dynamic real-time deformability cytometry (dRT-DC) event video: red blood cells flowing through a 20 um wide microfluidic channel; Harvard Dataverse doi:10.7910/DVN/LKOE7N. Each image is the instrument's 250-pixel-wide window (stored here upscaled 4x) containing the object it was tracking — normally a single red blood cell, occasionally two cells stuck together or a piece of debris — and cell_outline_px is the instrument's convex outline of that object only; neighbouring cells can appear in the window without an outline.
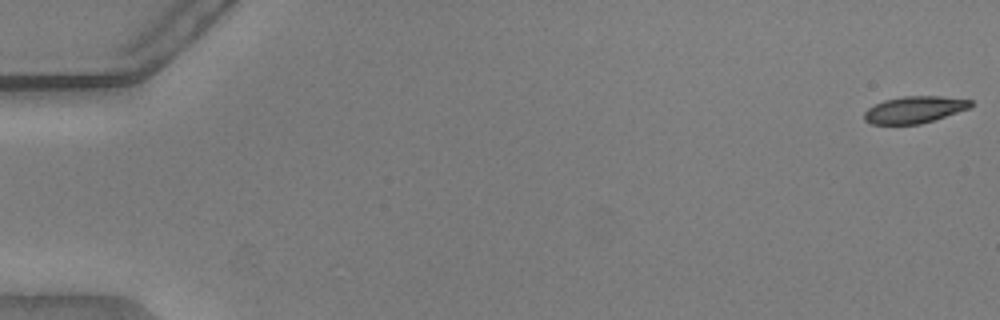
{"species": "common noctule bat (a hibernating species)", "species_latin": "Nyctalus noctula", "temperature_condition": "warm", "stored_images_in_passage": 28, "camera_frame_rate_fps": 3000, "um_per_image_px": 0.085, "animal": {"sex": "male", "body_mass_g": 20.5, "forearm_length_mm": 52.5}, "frame": {"image": 1, "passage_image": 1, "time_ms": 0.0, "image_size_px": [1000, 320], "cell_outline_px": [[972, 108], [920, 124], [872, 124], [864, 120], [864, 112], [868, 108], [884, 100], [904, 96], [940, 96], [972, 100]], "centroid_in_image_um": [77.75, 9.32], "position_along_channel_um": 7.3, "area_um2": 16.65}}
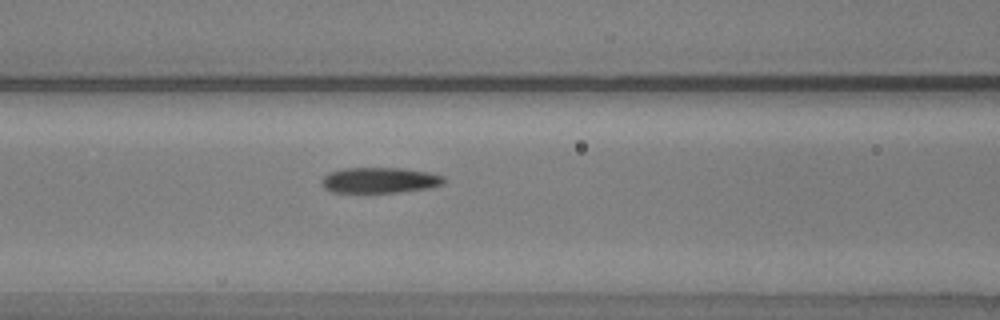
{"frame": {"image": 2, "passage_image": 24, "time_ms": 7.667, "image_size_px": [1000, 320], "cell_outline_px": [[444, 184], [428, 188], [400, 192], [332, 192], [324, 188], [320, 180], [328, 172], [344, 168], [400, 168], [428, 172], [444, 176]], "centroid_in_image_um": [32.25, 15.31], "position_along_channel_um": 134.3, "area_um2": 18.26}}
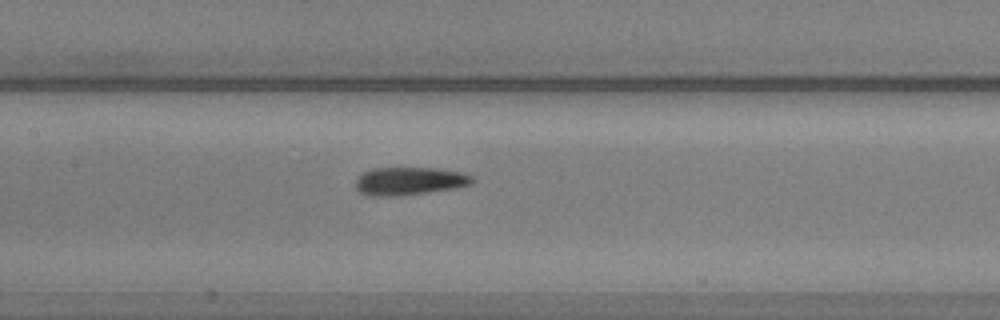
{"frame": {"image": 3, "passage_image": 27, "time_ms": 8.667, "image_size_px": [1000, 320], "cell_outline_px": [[476, 180], [472, 184], [456, 188], [404, 196], [368, 196], [360, 192], [356, 188], [356, 180], [364, 172], [372, 168], [436, 168], [460, 172], [472, 176]], "centroid_in_image_um": [34.82, 15.4], "position_along_channel_um": 172.6, "area_um2": 19.19}}